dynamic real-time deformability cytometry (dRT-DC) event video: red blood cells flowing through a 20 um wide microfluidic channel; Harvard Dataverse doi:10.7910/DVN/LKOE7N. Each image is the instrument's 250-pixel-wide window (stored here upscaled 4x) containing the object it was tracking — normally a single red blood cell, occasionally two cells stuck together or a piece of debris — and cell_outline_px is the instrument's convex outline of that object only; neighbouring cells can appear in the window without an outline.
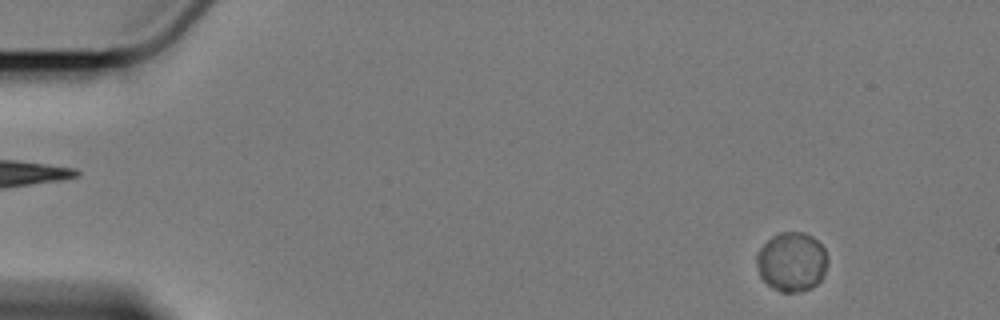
{"species": "Egyptian fruit bat (a non-hibernating species)", "species_latin": "Rousettus aegyptiacus", "temperature_condition": "cold", "stored_images_in_passage": 58, "camera_frame_rate_fps": 3000, "um_per_image_px": 0.085, "animal": {"sex": "female"}, "frame": {"image": 1, "passage_image": 4, "time_ms": 1.0, "image_size_px": [1000, 320], "cell_outline_px": [[828, 264], [824, 276], [812, 288], [800, 292], [780, 292], [772, 288], [760, 276], [756, 264], [756, 252], [772, 236], [780, 232], [804, 232], [812, 236], [824, 248], [828, 260]], "centroid_in_image_um": [67.3, 22.26], "position_along_channel_um": 17.7, "area_um2": 24.8}}
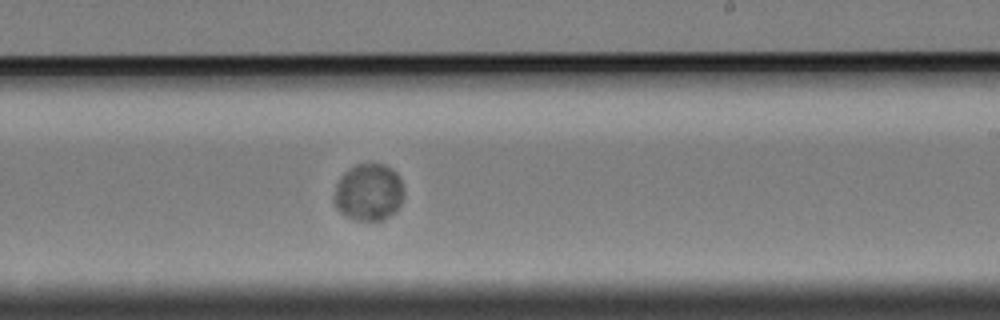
{"frame": {"image": 2, "passage_image": 35, "time_ms": 11.333, "image_size_px": [1000, 320], "cell_outline_px": [[404, 196], [396, 212], [384, 220], [356, 220], [340, 212], [336, 208], [332, 200], [336, 184], [344, 172], [356, 164], [384, 164], [392, 168], [400, 176], [404, 192]], "centroid_in_image_um": [31.35, 16.34], "position_along_channel_um": 257.7, "area_um2": 23.52}}
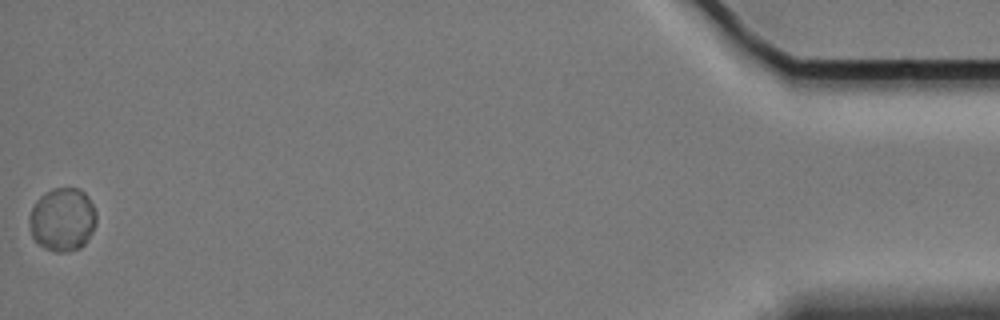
{"frame": {"image": 3, "passage_image": 58, "time_ms": 19.0, "image_size_px": [1000, 320], "cell_outline_px": [[96, 224], [92, 232], [84, 244], [80, 248], [64, 252], [56, 252], [44, 248], [32, 236], [32, 208], [36, 200], [40, 196], [52, 188], [80, 188], [88, 196], [96, 212]], "centroid_in_image_um": [5.36, 18.64], "position_along_channel_um": 429.8, "area_um2": 24.39}, "authors_computed_cell_mechanics": {"area_um2": 24.0448, "velocity_mm_per_s": 3.3492, "shape_relaxation_time_tau1_ms": 0.863, "shape_relaxation_time_tau2_ms": null, "deformation_change_tau1": 0.0164, "deformation_change_tau2": null}}